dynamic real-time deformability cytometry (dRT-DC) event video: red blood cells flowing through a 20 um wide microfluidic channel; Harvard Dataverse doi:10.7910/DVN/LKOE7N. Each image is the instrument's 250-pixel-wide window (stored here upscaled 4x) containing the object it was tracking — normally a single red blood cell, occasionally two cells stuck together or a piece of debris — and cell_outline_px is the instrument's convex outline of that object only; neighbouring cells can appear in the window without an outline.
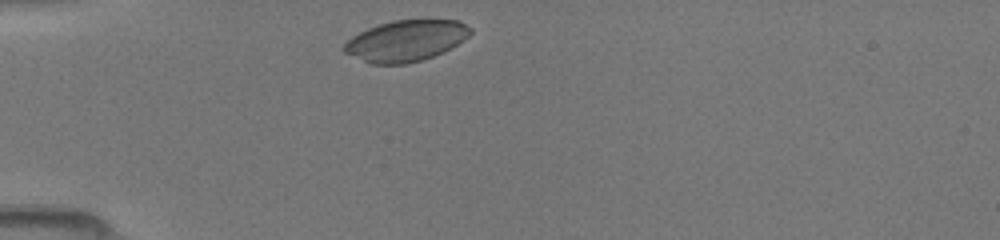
{"species": "common noctule bat (a hibernating species)", "species_latin": "Nyctalus noctula", "temperature_condition": "room temperature", "stored_images_in_passage": 30, "camera_frame_rate_fps": 3000, "um_per_image_px": 0.085, "animal": {"sex": "female", "body_mass_g": 19.5, "forearm_length_mm": 54.1}, "frame": {"image": 1, "passage_image": 1, "time_ms": 0.0, "image_size_px": [1000, 240], "cell_outline_px": [[472, 32], [464, 40], [444, 52], [420, 60], [404, 64], [368, 64], [344, 52], [340, 48], [352, 36], [368, 28], [392, 20], [460, 20], [472, 28]], "centroid_in_image_um": [34.49, 3.47], "position_along_channel_um": 50.5, "area_um2": 30.35}}
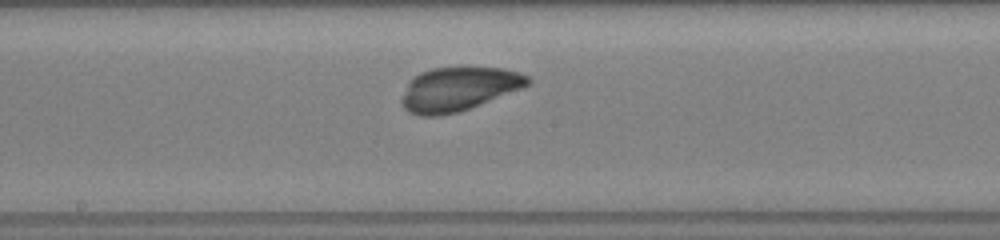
{"frame": {"image": 2, "passage_image": 14, "time_ms": 4.333, "image_size_px": [1000, 240], "cell_outline_px": [[532, 80], [524, 88], [460, 112], [436, 116], [420, 116], [408, 112], [404, 108], [400, 100], [408, 80], [420, 72], [432, 68], [464, 64], [504, 68], [520, 72], [528, 76]], "centroid_in_image_um": [38.99, 7.52], "position_along_channel_um": 209.2, "area_um2": 33.52}}
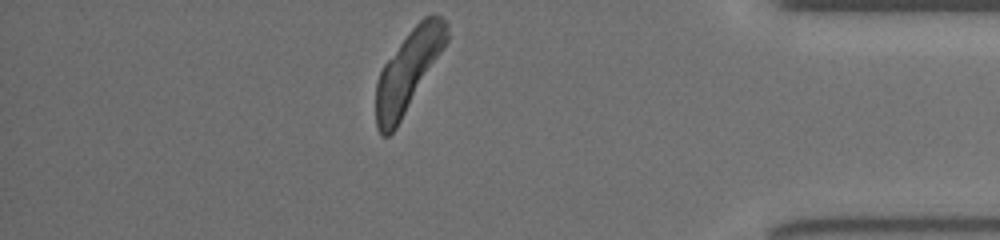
{"frame": {"image": 3, "passage_image": 30, "time_ms": 9.667, "image_size_px": [1000, 240], "cell_outline_px": [[448, 40], [396, 128], [388, 136], [380, 136], [376, 128], [376, 84], [380, 72], [384, 64], [408, 32], [424, 16], [432, 12], [440, 16], [448, 24]], "centroid_in_image_um": [34.69, 6.01], "position_along_channel_um": 400.5, "area_um2": 32.77}}